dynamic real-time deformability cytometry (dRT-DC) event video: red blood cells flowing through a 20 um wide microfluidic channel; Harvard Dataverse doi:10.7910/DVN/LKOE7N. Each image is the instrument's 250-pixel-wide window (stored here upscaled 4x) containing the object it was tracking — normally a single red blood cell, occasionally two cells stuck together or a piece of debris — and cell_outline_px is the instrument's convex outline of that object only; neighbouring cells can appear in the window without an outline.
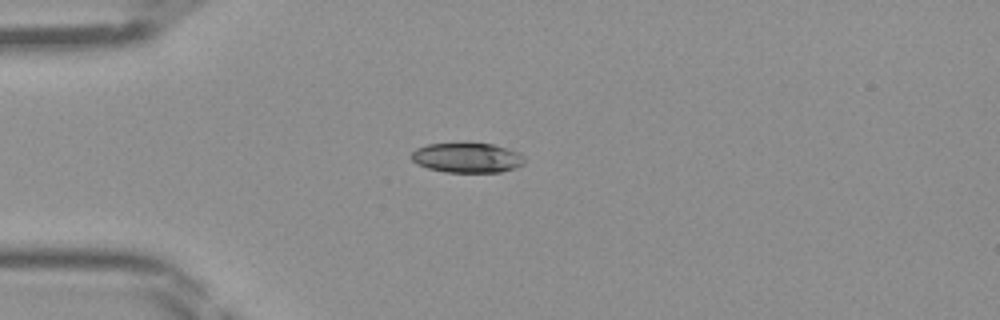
{"species": "Egyptian fruit bat (a non-hibernating species)", "species_latin": "Rousettus aegyptiacus", "temperature_condition": "room temperature", "stored_images_in_passage": 35, "camera_frame_rate_fps": 3000, "um_per_image_px": 0.085, "frame": {"image": 1, "passage_image": 1, "time_ms": 0.0, "image_size_px": [1000, 320], "cell_outline_px": [[524, 164], [516, 168], [500, 172], [444, 172], [428, 168], [416, 164], [412, 160], [412, 152], [416, 148], [428, 144], [492, 144], [508, 148], [520, 152], [524, 156]], "centroid_in_image_um": [39.74, 13.42], "position_along_channel_um": 45.3, "area_um2": 19.65}}
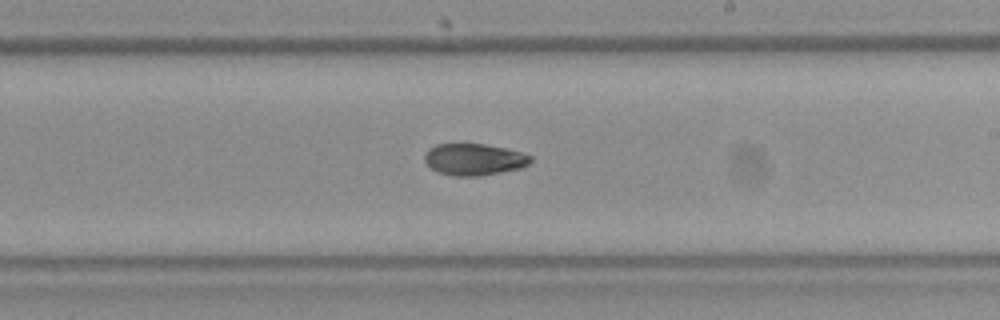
{"frame": {"image": 2, "passage_image": 16, "time_ms": 5.0, "image_size_px": [1000, 320], "cell_outline_px": [[532, 160], [528, 164], [520, 168], [480, 176], [452, 176], [436, 172], [424, 160], [424, 156], [428, 148], [436, 144], [484, 144], [524, 152], [532, 156]], "centroid_in_image_um": [40.29, 13.55], "position_along_channel_um": 248.7, "area_um2": 19.65}}
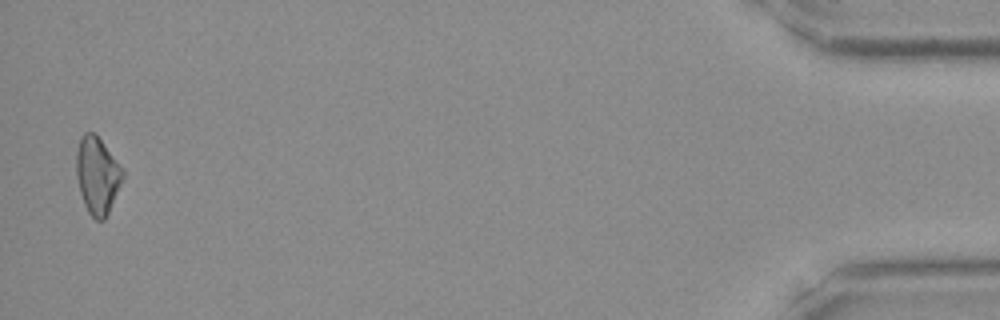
{"frame": {"image": 3, "passage_image": 34, "time_ms": 11.0, "image_size_px": [1000, 320], "cell_outline_px": [[124, 176], [108, 212], [104, 220], [96, 220], [88, 212], [84, 204], [80, 192], [76, 176], [76, 152], [80, 136], [84, 132], [92, 132], [100, 140], [124, 168]], "centroid_in_image_um": [8.26, 14.89], "position_along_channel_um": 426.9, "area_um2": 20.69}}